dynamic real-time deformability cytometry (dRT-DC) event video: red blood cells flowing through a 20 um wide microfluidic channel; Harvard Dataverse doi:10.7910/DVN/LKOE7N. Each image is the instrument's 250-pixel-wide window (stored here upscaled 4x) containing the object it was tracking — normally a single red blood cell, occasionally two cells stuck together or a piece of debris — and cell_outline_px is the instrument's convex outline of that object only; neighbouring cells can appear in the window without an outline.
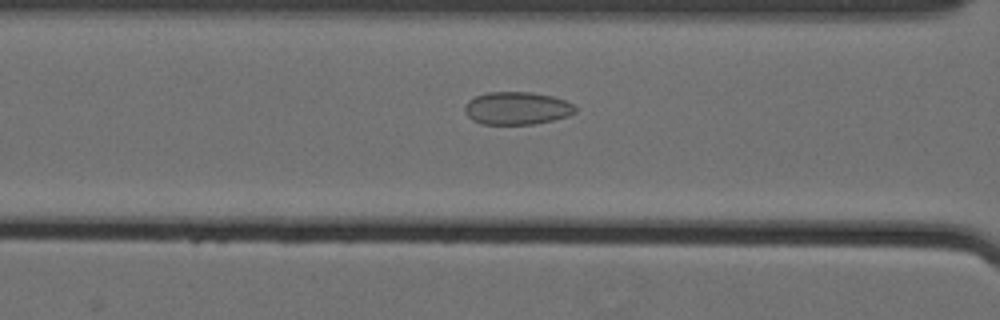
{"species": "Egyptian fruit bat (a non-hibernating species)", "species_latin": "Rousettus aegyptiacus", "temperature_condition": "cold", "stored_images_in_passage": 52, "camera_frame_rate_fps": 3000, "um_per_image_px": 0.085, "animal": {"sex": "female"}, "frame": {"image": 1, "passage_image": 29, "time_ms": 9.333, "image_size_px": [1000, 320], "cell_outline_px": [[576, 112], [568, 116], [552, 120], [532, 124], [480, 124], [472, 120], [464, 112], [464, 108], [468, 100], [476, 96], [488, 92], [532, 92], [552, 96], [564, 100], [572, 104], [576, 108]], "centroid_in_image_um": [43.91, 9.2], "position_along_channel_um": 122.7, "area_um2": 21.1}}
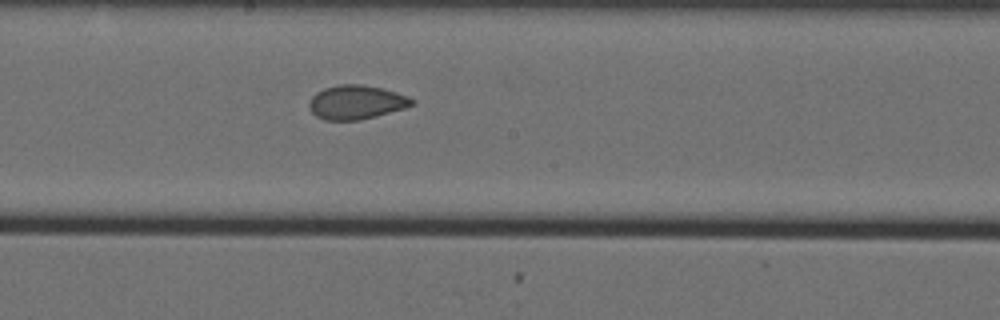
{"frame": {"image": 2, "passage_image": 37, "time_ms": 12.0, "image_size_px": [1000, 320], "cell_outline_px": [[416, 104], [404, 108], [376, 116], [360, 120], [324, 120], [316, 116], [312, 112], [308, 104], [312, 96], [316, 92], [324, 88], [340, 84], [360, 84], [380, 88], [396, 92], [408, 96], [416, 100]], "centroid_in_image_um": [30.29, 8.69], "position_along_channel_um": 217.9, "area_um2": 20.4}}
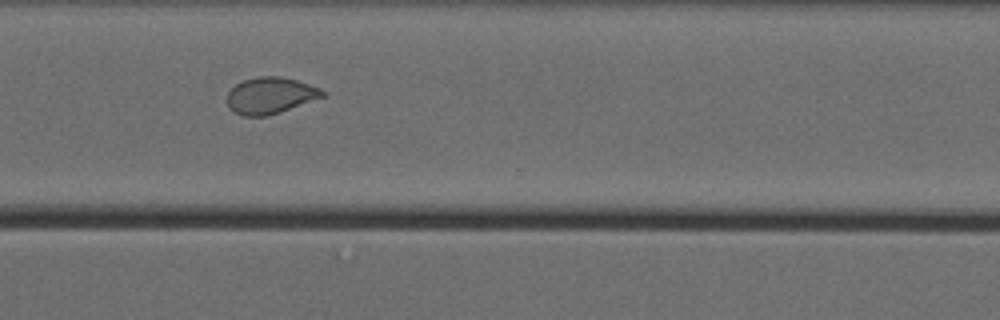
{"frame": {"image": 3, "passage_image": 48, "time_ms": 15.667, "image_size_px": [1000, 320], "cell_outline_px": [[328, 96], [268, 116], [244, 116], [232, 112], [228, 108], [228, 92], [236, 84], [244, 80], [256, 76], [280, 76], [296, 80], [320, 88], [328, 92]], "centroid_in_image_um": [23.02, 8.12], "position_along_channel_um": 347.6, "area_um2": 20.58}, "authors_computed_cell_mechanics": {"area_um2": 22.7154, "velocity_mm_per_s": 3.5562, "shape_relaxation_time_tau1_ms": null, "shape_relaxation_time_tau2_ms": 1.4069, "deformation_change_tau1": null, "deformation_change_tau2": 0.0649}}